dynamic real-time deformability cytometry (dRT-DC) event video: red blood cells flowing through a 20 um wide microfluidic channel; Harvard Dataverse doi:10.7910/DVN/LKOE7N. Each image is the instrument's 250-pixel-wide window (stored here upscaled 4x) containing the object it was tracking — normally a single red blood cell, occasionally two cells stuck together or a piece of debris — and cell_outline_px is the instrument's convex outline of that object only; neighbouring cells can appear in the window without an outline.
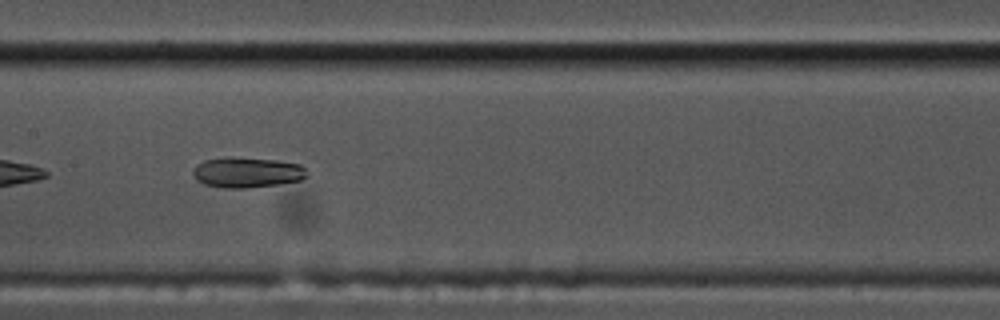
{"species": "common noctule bat (a hibernating species)", "species_latin": "Nyctalus noctula", "temperature_condition": "cold", "stored_images_in_passage": 41, "camera_frame_rate_fps": 3000, "um_per_image_px": 0.085, "animal": {"sex": "male", "body_mass_g": 17.5, "forearm_length_mm": 52.3}, "frame": {"image": 1, "passage_image": 12, "time_ms": 3.667, "image_size_px": [1000, 320], "cell_outline_px": [[308, 176], [300, 180], [276, 184], [244, 188], [224, 188], [204, 184], [196, 180], [192, 176], [192, 168], [196, 164], [204, 160], [276, 160], [300, 164], [304, 168]], "centroid_in_image_um": [20.98, 14.7], "position_along_channel_um": 186.4, "area_um2": 19.31}, "authors_computed_cell_mechanics": {"area_um2": 21.0392, "velocity_mm_per_s": 3.4565, "shape_relaxation_time_tau1_ms": null, "shape_relaxation_time_tau2_ms": 4.6454, "deformation_change_tau1": null, "deformation_change_tau2": 0.0919}}